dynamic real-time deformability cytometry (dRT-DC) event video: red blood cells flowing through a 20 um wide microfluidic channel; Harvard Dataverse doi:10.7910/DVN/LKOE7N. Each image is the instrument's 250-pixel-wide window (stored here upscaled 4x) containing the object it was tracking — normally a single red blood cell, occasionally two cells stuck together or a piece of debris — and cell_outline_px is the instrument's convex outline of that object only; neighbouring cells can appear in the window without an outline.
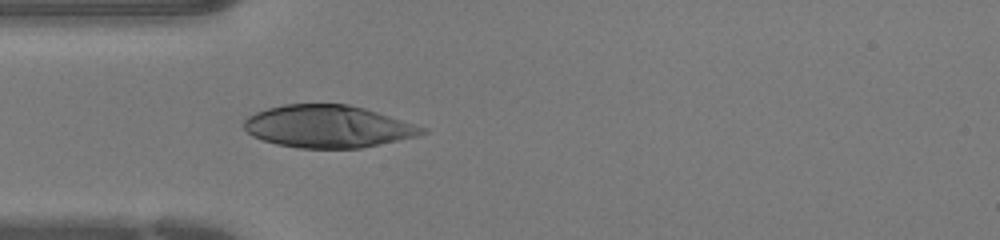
{"species": "human", "species_latin": "Homo sapiens", "temperature_condition": "warm", "stored_images_in_passage": 33, "camera_frame_rate_fps": 3000, "um_per_image_px": 0.085, "donor": {"sex": "female"}, "frame": {"image": 1, "passage_image": 1, "time_ms": 0.0, "image_size_px": [1000, 240], "cell_outline_px": [[428, 132], [416, 136], [360, 148], [300, 148], [276, 144], [252, 136], [244, 128], [244, 120], [248, 116], [256, 112], [268, 108], [284, 104], [348, 104], [364, 108], [428, 128]], "centroid_in_image_um": [27.87, 10.75], "position_along_channel_um": 57.1, "area_um2": 43.75}}
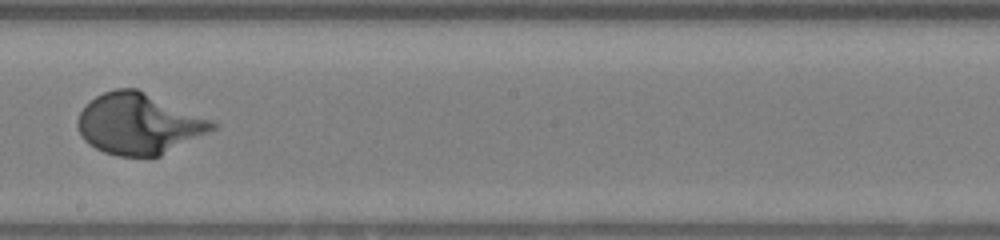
{"frame": {"image": 2, "passage_image": 13, "time_ms": 4.0, "image_size_px": [1000, 240], "cell_outline_px": [[216, 128], [160, 156], [116, 156], [104, 152], [88, 144], [84, 140], [76, 124], [76, 120], [80, 112], [96, 96], [104, 92], [116, 88], [136, 88], [216, 120]], "centroid_in_image_um": [11.82, 10.51], "position_along_channel_um": 236.4, "area_um2": 47.8}}
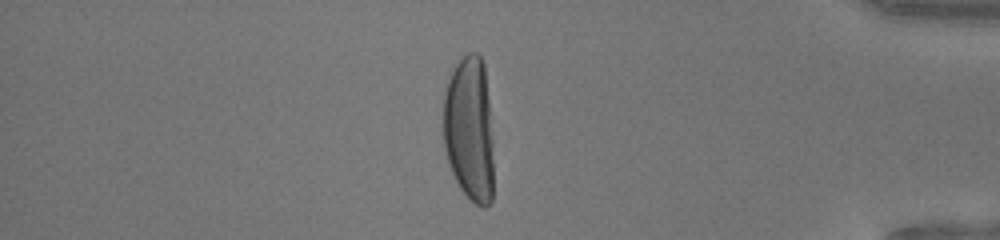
{"frame": {"image": 3, "passage_image": 26, "time_ms": 8.333, "image_size_px": [1000, 240], "cell_outline_px": [[492, 200], [484, 208], [476, 204], [460, 188], [448, 164], [444, 148], [444, 92], [448, 80], [456, 64], [468, 52], [476, 52], [480, 56], [484, 64], [488, 100], [492, 140]], "centroid_in_image_um": [39.88, 10.97], "position_along_channel_um": 395.3, "area_um2": 42.31}}